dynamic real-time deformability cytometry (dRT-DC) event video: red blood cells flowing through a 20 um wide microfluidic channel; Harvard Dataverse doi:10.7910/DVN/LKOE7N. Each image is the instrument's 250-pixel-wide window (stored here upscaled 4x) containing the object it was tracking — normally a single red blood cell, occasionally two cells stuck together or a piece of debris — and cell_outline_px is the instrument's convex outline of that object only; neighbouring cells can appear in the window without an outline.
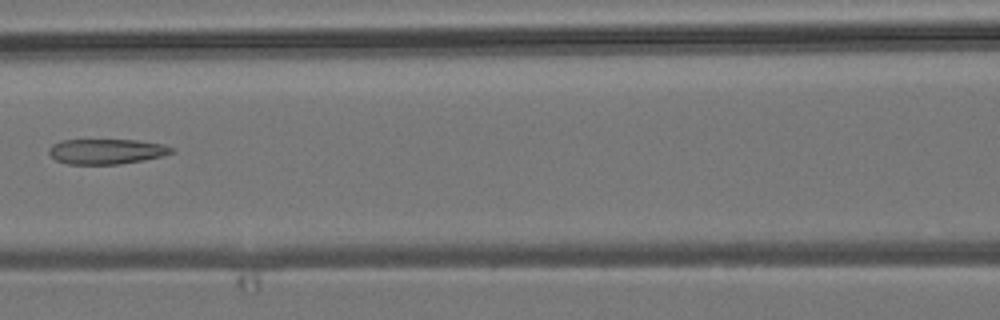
{"species": "common noctule bat (a hibernating species)", "species_latin": "Nyctalus noctula", "temperature_condition": "room temperature", "stored_images_in_passage": 7, "camera_frame_rate_fps": 3000, "um_per_image_px": 0.085, "animal": {"sex": "male", "body_mass_g": 19.2, "forearm_length_mm": 51.8}, "frame": {"image": 1, "passage_image": 7, "time_ms": 7.0, "image_size_px": [1000, 320], "cell_outline_px": [[176, 152], [164, 156], [144, 160], [120, 164], [68, 164], [56, 160], [48, 152], [52, 144], [60, 140], [136, 140], [164, 144], [176, 148]], "centroid_in_image_um": [9.12, 12.87], "position_along_channel_um": 157.5, "area_um2": 18.21}}